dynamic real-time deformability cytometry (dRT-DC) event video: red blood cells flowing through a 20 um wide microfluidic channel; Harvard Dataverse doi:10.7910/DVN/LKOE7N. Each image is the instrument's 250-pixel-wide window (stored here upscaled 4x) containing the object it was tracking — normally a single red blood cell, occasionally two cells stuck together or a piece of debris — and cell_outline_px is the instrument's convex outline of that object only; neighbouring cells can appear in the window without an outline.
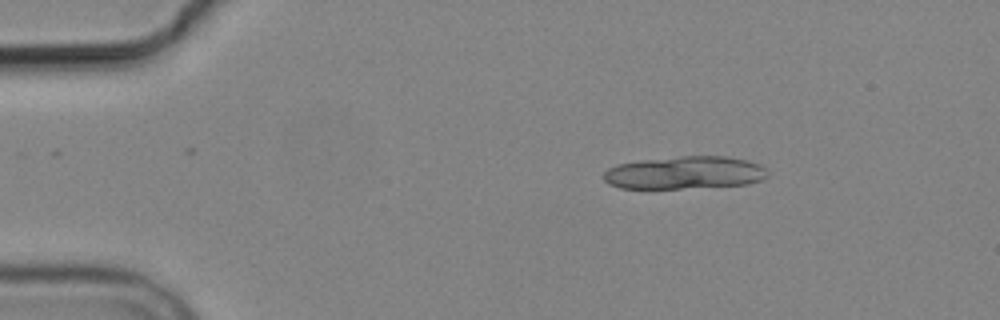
{"species": "common noctule bat (a hibernating species)", "species_latin": "Nyctalus noctula", "temperature_condition": "cold", "stored_images_in_passage": 6, "camera_frame_rate_fps": 3000, "um_per_image_px": 0.085, "animal": {"sex": "male", "body_mass_g": 19.2, "forearm_length_mm": 51.8}, "frame": {"image": 1, "passage_image": 1, "time_ms": 0.0, "image_size_px": [1000, 320], "cell_outline_px": [[768, 176], [760, 180], [748, 184], [680, 188], [620, 188], [608, 184], [604, 180], [604, 172], [608, 168], [616, 164], [640, 160], [680, 156], [728, 156], [760, 164], [768, 172]], "centroid_in_image_um": [58.17, 14.67], "position_along_channel_um": 26.8, "area_um2": 31.27}}
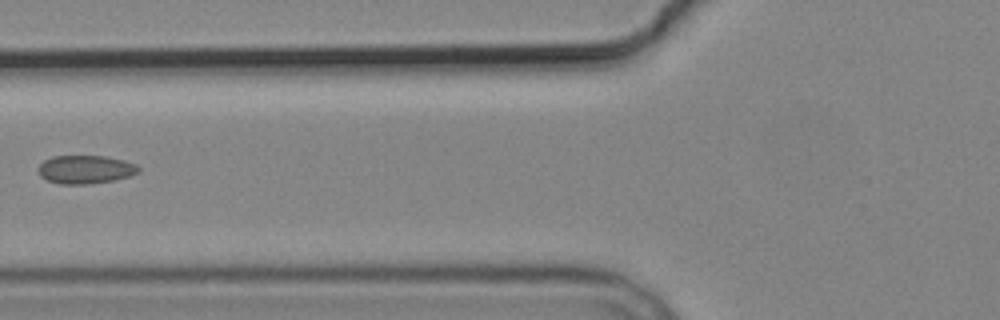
{"frame": {"image": 2, "passage_image": 5, "time_ms": 4.667, "image_size_px": [1000, 320], "cell_outline_px": [[140, 172], [116, 180], [88, 184], [60, 184], [48, 180], [40, 176], [40, 164], [44, 160], [52, 156], [104, 156], [124, 160], [136, 164], [140, 168]], "centroid_in_image_um": [7.29, 14.4], "position_along_channel_um": 118.5, "area_um2": 16.53}}
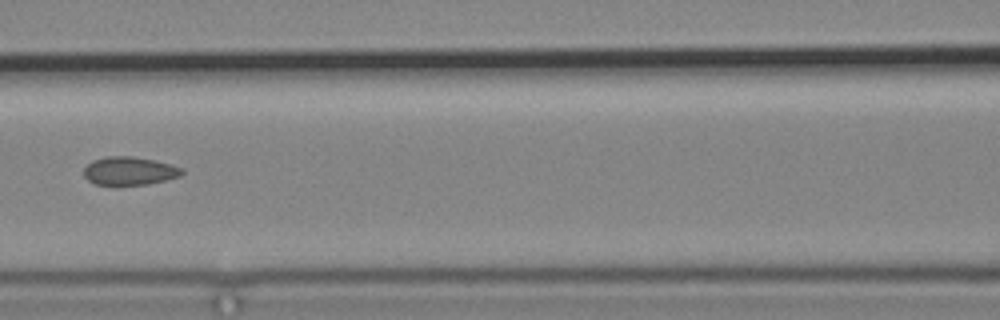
{"frame": {"image": 3, "passage_image": 6, "time_ms": 5.667, "image_size_px": [1000, 320], "cell_outline_px": [[184, 172], [180, 176], [148, 184], [96, 184], [88, 180], [84, 176], [84, 168], [92, 160], [104, 156], [132, 156], [152, 160], [184, 168]], "centroid_in_image_um": [10.98, 14.51], "position_along_channel_um": 155.6, "area_um2": 15.95}}